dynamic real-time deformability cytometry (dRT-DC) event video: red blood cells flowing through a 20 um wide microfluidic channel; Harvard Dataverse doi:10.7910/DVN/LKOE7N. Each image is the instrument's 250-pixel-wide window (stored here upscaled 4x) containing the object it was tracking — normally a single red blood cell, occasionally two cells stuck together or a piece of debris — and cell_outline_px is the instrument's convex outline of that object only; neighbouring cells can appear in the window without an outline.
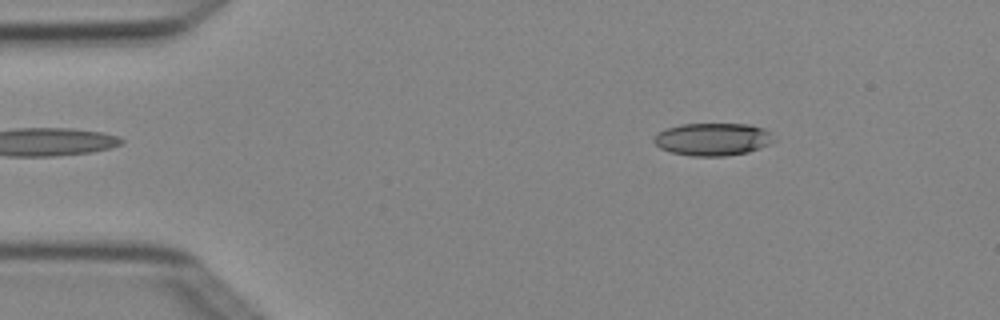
{"species": "Egyptian fruit bat (a non-hibernating species)", "species_latin": "Rousettus aegyptiacus", "temperature_condition": "cold", "stored_images_in_passage": 3, "camera_frame_rate_fps": 3000, "um_per_image_px": 0.085, "animal": {"sex": "female"}, "frame": {"image": 1, "passage_image": 2, "time_ms": 0.333, "image_size_px": [1000, 320], "cell_outline_px": [[776, 140], [760, 148], [748, 152], [724, 156], [692, 156], [672, 152], [660, 148], [652, 140], [660, 132], [668, 128], [680, 124], [748, 124], [764, 128]], "centroid_in_image_um": [60.6, 11.84], "position_along_channel_um": 24.4, "area_um2": 22.6}}